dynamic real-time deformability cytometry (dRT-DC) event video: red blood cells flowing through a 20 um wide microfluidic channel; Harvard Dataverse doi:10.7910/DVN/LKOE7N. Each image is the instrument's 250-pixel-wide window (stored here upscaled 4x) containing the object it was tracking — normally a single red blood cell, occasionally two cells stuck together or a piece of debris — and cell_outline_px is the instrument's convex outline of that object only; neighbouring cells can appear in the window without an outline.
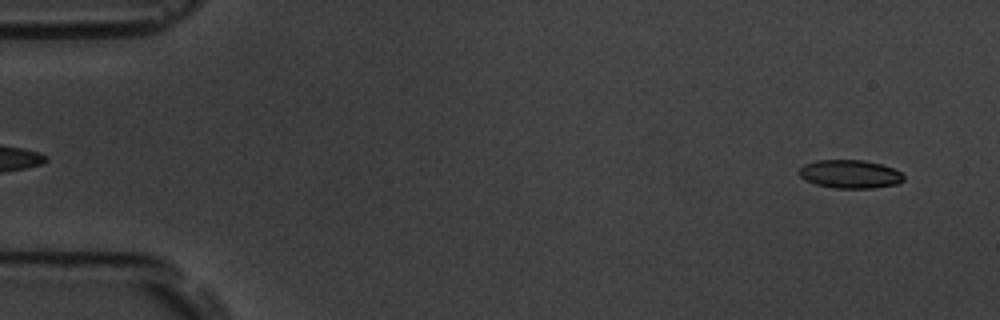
{"species": "common noctule bat (a hibernating species)", "species_latin": "Nyctalus noctula", "temperature_condition": "room temperature", "stored_images_in_passage": 6, "segment_of_instrument_passage": [2, 2], "camera_frame_rate_fps": 3000, "um_per_image_px": 0.085, "animal": {"sex": "male", "body_mass_g": 19.5, "forearm_length_mm": 54.6}, "frame": {"image": 1, "passage_image": 6, "time_ms": 5.667, "image_size_px": [1000, 320], "cell_outline_px": [[904, 180], [896, 184], [872, 188], [832, 188], [816, 184], [804, 180], [796, 172], [804, 164], [816, 160], [864, 160], [880, 164], [892, 168], [900, 172], [904, 176]], "centroid_in_image_um": [72.2, 14.8], "position_along_channel_um": 12.8, "area_um2": 17.34}}